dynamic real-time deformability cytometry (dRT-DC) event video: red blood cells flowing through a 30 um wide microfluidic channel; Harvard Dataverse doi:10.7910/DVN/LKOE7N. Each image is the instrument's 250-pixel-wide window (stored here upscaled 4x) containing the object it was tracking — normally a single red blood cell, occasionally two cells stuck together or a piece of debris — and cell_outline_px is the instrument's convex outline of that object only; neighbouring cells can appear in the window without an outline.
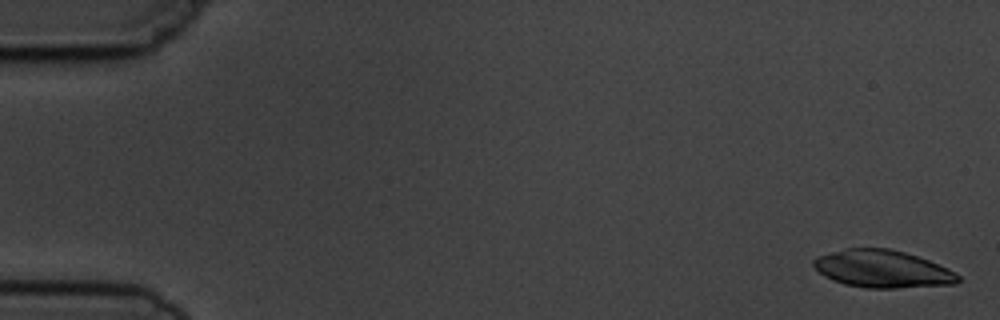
{"species": "common noctule bat (a hibernating species)", "species_latin": "Nyctalus noctula", "temperature_condition": "cold", "stored_images_in_passage": 6, "camera_frame_rate_fps": 3000, "um_per_image_px": 0.085, "animal": {"sex": "male", "body_mass_g": 19.5, "forearm_length_mm": 54.6}, "frame": {"image": 1, "passage_image": 1, "time_ms": 0.0, "image_size_px": [1000, 320], "cell_outline_px": [[960, 280], [956, 284], [896, 288], [864, 288], [844, 284], [832, 280], [824, 276], [812, 264], [812, 260], [816, 256], [844, 248], [888, 248], [904, 252], [928, 260], [948, 268], [956, 272], [960, 276]], "centroid_in_image_um": [75.0, 22.86], "position_along_channel_um": 10.0, "area_um2": 31.73}}